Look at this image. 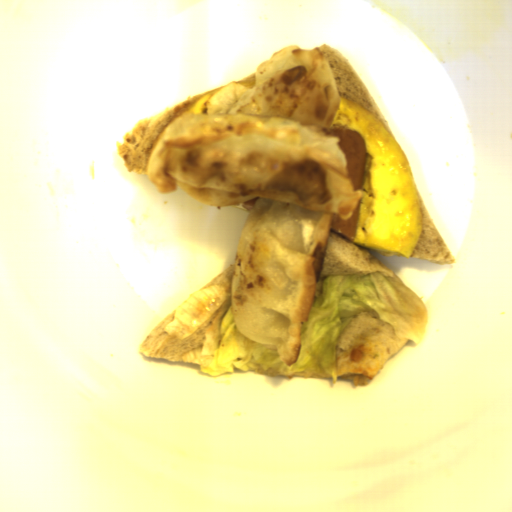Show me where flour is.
I'll use <instances>...</instances> for the list:
<instances>
[{"instance_id":"flour-1","label":"flour","mask_w":512,"mask_h":512,"mask_svg":"<svg viewBox=\"0 0 512 512\" xmlns=\"http://www.w3.org/2000/svg\"><path fill=\"white\" fill-rule=\"evenodd\" d=\"M340 108L330 63L318 48L286 45L258 69L228 114L185 111L161 132L146 174L212 207L257 198L243 219L231 276L239 333L294 365L333 216L349 219L362 197L340 137L326 134Z\"/></svg>"}]
</instances>
